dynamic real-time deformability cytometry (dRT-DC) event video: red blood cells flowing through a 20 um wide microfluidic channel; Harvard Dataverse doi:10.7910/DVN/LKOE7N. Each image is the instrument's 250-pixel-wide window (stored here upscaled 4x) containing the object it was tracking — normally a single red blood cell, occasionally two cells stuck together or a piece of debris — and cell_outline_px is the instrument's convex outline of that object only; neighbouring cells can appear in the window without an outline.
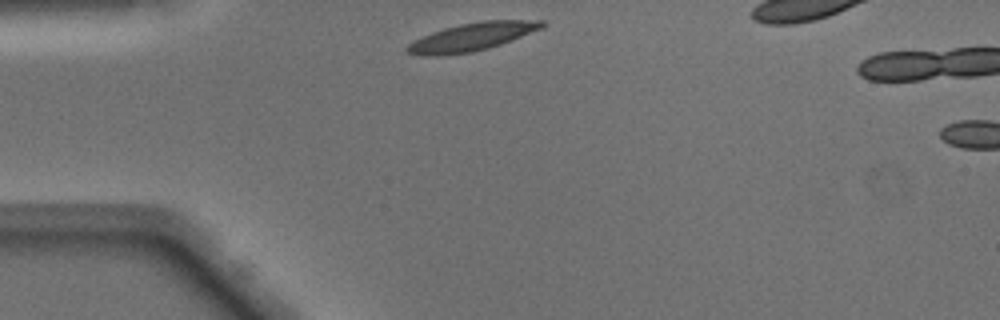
{"species": "Egyptian fruit bat (a non-hibernating species)", "species_latin": "Rousettus aegyptiacus", "temperature_condition": "warm", "stored_images_in_passage": 3, "camera_frame_rate_fps": 3000, "um_per_image_px": 0.085, "animal": {"sex": "male"}, "frame": {"image": 1, "passage_image": 1, "time_ms": 0.0, "image_size_px": [1000, 320], "cell_outline_px": [[544, 24], [540, 28], [500, 44], [488, 48], [472, 52], [440, 56], [424, 56], [408, 52], [404, 48], [408, 44], [432, 32], [444, 28], [460, 24], [484, 20], [544, 20]], "centroid_in_image_um": [40.06, 3.14], "position_along_channel_um": 44.9, "area_um2": 21.56}}